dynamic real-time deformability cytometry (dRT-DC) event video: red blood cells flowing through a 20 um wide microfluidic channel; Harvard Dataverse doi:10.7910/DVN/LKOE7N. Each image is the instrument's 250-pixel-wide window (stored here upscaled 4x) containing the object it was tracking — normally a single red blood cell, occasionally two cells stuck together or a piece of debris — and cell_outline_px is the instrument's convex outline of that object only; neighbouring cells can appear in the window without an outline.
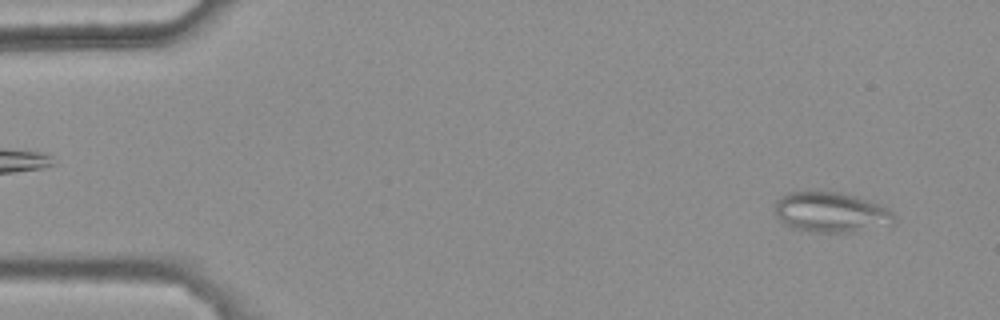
{"species": "common noctule bat (a hibernating species)", "species_latin": "Nyctalus noctula", "temperature_condition": "warm", "stored_images_in_passage": 45, "camera_frame_rate_fps": 3000, "um_per_image_px": 0.085, "animal": {"sex": "female", "body_mass_g": 25.1}, "frame": {"image": 1, "passage_image": 3, "time_ms": 0.667, "image_size_px": [1000, 320], "cell_outline_px": [[896, 224], [860, 232], [812, 232], [796, 228], [784, 224], [776, 216], [776, 200], [780, 196], [788, 192], [808, 188], [840, 192], [856, 196], [880, 204], [888, 208], [896, 216]], "centroid_in_image_um": [70.67, 18.01], "position_along_channel_um": 14.3, "area_um2": 29.07}}
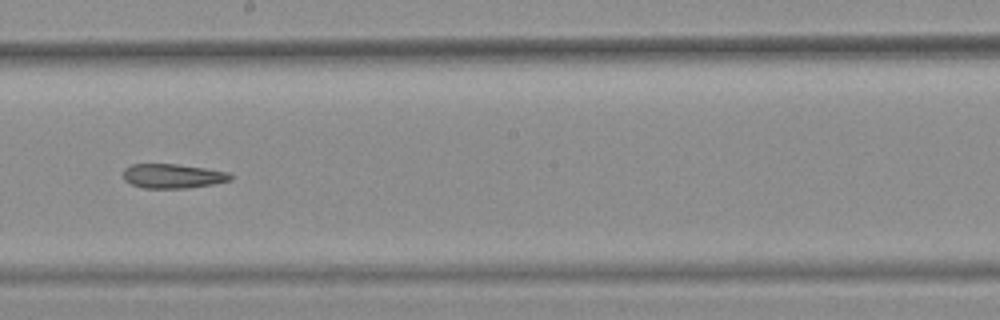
{"frame": {"image": 2, "passage_image": 29, "time_ms": 9.333, "image_size_px": [1000, 320], "cell_outline_px": [[232, 180], [212, 184], [188, 188], [144, 188], [132, 184], [124, 180], [124, 168], [132, 164], [176, 164], [204, 168], [228, 172], [232, 176]], "centroid_in_image_um": [14.68, 14.96], "position_along_channel_um": 233.5, "area_um2": 15.14}}
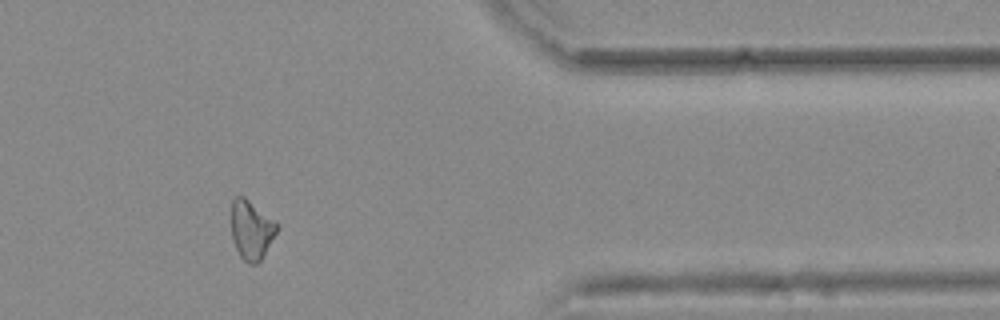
{"frame": {"image": 3, "passage_image": 43, "time_ms": 14.0, "image_size_px": [1000, 320], "cell_outline_px": [[280, 228], [260, 260], [256, 264], [248, 264], [240, 256], [232, 240], [232, 200], [236, 196], [244, 196], [276, 220], [280, 224]], "centroid_in_image_um": [21.4, 19.52], "position_along_channel_um": 390.0, "area_um2": 15.9}, "authors_computed_cell_mechanics": {"area_um2": 16.3574, "velocity_mm_per_s": 3.809, "shape_relaxation_time_tau1_ms": null, "shape_relaxation_time_tau2_ms": 7.1921, "deformation_change_tau1": null, "deformation_change_tau2": 0.1586}}